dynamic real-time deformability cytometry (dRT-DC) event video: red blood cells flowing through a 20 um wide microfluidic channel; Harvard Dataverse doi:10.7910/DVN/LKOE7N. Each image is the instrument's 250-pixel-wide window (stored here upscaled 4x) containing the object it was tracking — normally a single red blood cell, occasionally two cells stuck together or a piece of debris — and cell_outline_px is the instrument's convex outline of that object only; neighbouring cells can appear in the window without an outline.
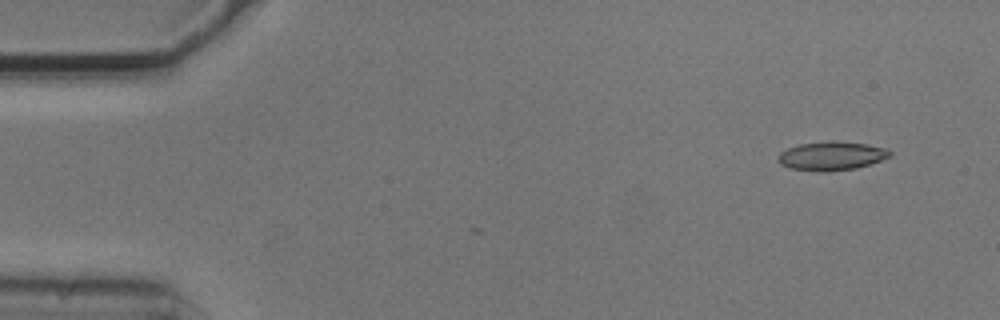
{"species": "common noctule bat (a hibernating species)", "species_latin": "Nyctalus noctula", "temperature_condition": "cold", "stored_images_in_passage": 5, "camera_frame_rate_fps": 3000, "um_per_image_px": 0.085, "animal": {"sex": "male", "body_mass_g": 20.5, "forearm_length_mm": 52.5}, "frame": {"image": 1, "passage_image": 2, "time_ms": 0.333, "image_size_px": [1000, 320], "cell_outline_px": [[892, 156], [856, 168], [828, 172], [820, 172], [788, 168], [780, 164], [776, 160], [776, 156], [780, 152], [788, 148], [800, 144], [828, 140], [868, 144], [888, 148], [892, 152]], "centroid_in_image_um": [70.65, 13.25], "position_along_channel_um": 14.3, "area_um2": 19.07}}